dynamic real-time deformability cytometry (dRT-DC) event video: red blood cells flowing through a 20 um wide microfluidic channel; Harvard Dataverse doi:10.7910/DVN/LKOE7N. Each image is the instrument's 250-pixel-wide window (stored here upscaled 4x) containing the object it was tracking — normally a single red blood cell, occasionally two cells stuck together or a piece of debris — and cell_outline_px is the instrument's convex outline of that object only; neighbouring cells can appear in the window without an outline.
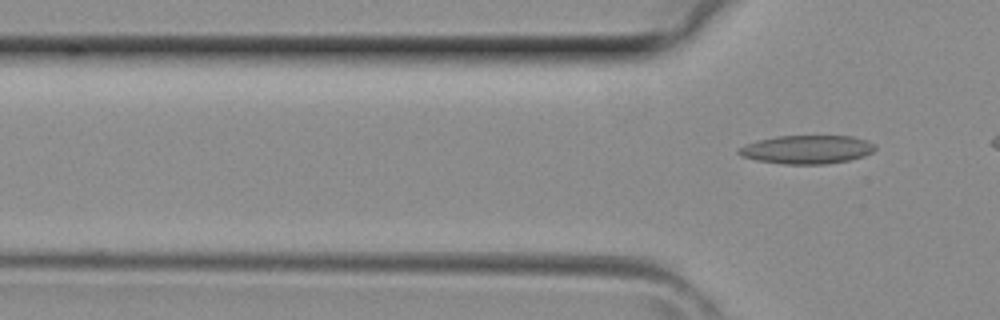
{"species": "common noctule bat (a hibernating species)", "species_latin": "Nyctalus noctula", "temperature_condition": "room temperature", "stored_images_in_passage": 5, "segment_of_instrument_passage": [2, 2], "camera_frame_rate_fps": 3000, "um_per_image_px": 0.085, "animal": {"sex": "female", "body_mass_g": 29.2, "forearm_length_mm": 56.3}, "frame": {"image": 1, "passage_image": 5, "time_ms": 1.333, "image_size_px": [1000, 320], "cell_outline_px": [[876, 148], [872, 152], [864, 156], [848, 160], [824, 164], [784, 164], [756, 160], [740, 156], [736, 152], [736, 148], [756, 140], [776, 136], [852, 136], [868, 140], [876, 144]], "centroid_in_image_um": [68.56, 12.7], "position_along_channel_um": 57.2, "area_um2": 22.89}}